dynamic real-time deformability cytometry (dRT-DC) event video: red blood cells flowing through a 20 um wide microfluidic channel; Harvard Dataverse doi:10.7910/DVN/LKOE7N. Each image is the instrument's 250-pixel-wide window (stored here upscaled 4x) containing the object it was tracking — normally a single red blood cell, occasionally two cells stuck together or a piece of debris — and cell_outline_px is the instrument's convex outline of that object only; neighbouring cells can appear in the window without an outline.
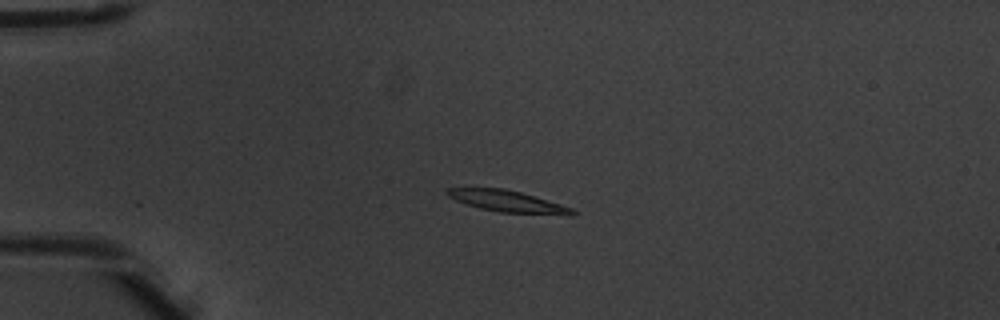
{"species": "common noctule bat (a hibernating species)", "species_latin": "Nyctalus noctula", "temperature_condition": "warm", "stored_images_in_passage": 3, "camera_frame_rate_fps": 3000, "um_per_image_px": 0.085, "animal": {"sex": "male", "body_mass_g": 20.1, "forearm_length_mm": 53.5}, "frame": {"image": 1, "passage_image": 2, "time_ms": 0.333, "image_size_px": [1000, 320], "cell_outline_px": [[576, 212], [572, 216], [568, 216], [500, 212], [480, 208], [464, 204], [448, 196], [444, 192], [448, 188], [504, 188], [520, 192], [560, 204], [572, 208]], "centroid_in_image_um": [43.16, 17.13], "position_along_channel_um": 41.8, "area_um2": 15.78}}